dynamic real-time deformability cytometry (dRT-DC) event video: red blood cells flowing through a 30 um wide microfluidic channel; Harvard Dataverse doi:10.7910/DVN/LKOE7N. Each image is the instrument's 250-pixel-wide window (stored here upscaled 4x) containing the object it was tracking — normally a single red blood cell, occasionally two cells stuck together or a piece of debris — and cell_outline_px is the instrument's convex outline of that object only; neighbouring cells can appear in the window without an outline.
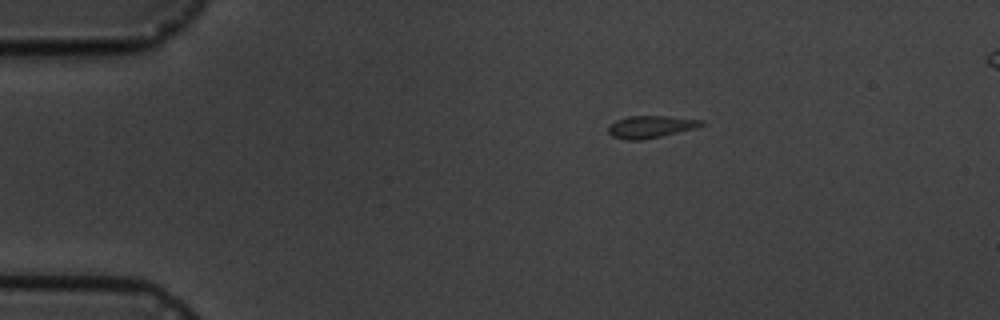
{"species": "common noctule bat (a hibernating species)", "species_latin": "Nyctalus noctula", "temperature_condition": "cold", "stored_images_in_passage": 4, "camera_frame_rate_fps": 3000, "um_per_image_px": 0.085, "animal": {"sex": "male", "body_mass_g": 19.5, "forearm_length_mm": 54.6}, "frame": {"image": 1, "passage_image": 1, "time_ms": 0.0, "image_size_px": [1000, 320], "cell_outline_px": [[704, 124], [696, 128], [660, 136], [640, 140], [628, 140], [612, 136], [608, 132], [608, 128], [616, 120], [628, 116], [664, 116], [704, 120]], "centroid_in_image_um": [55.31, 10.77], "position_along_channel_um": 29.7, "area_um2": 11.85}}
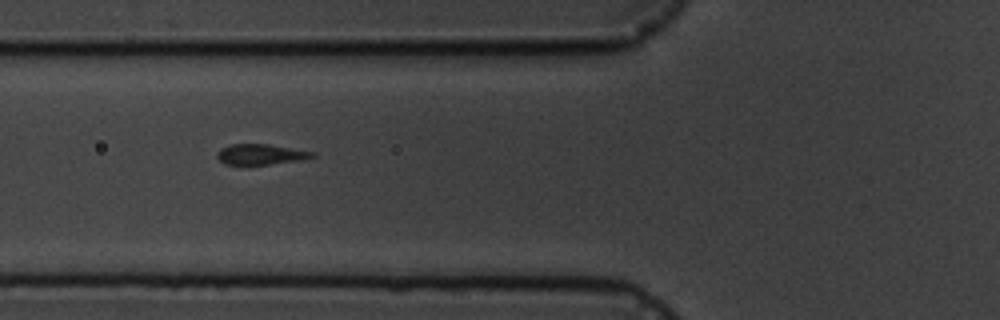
{"frame": {"image": 2, "passage_image": 4, "time_ms": 3.667, "image_size_px": [1000, 320], "cell_outline_px": [[316, 156], [304, 160], [268, 164], [224, 164], [216, 156], [216, 152], [220, 148], [232, 144], [268, 144], [316, 152]], "centroid_in_image_um": [22.18, 13.11], "position_along_channel_um": 103.6, "area_um2": 11.44}}